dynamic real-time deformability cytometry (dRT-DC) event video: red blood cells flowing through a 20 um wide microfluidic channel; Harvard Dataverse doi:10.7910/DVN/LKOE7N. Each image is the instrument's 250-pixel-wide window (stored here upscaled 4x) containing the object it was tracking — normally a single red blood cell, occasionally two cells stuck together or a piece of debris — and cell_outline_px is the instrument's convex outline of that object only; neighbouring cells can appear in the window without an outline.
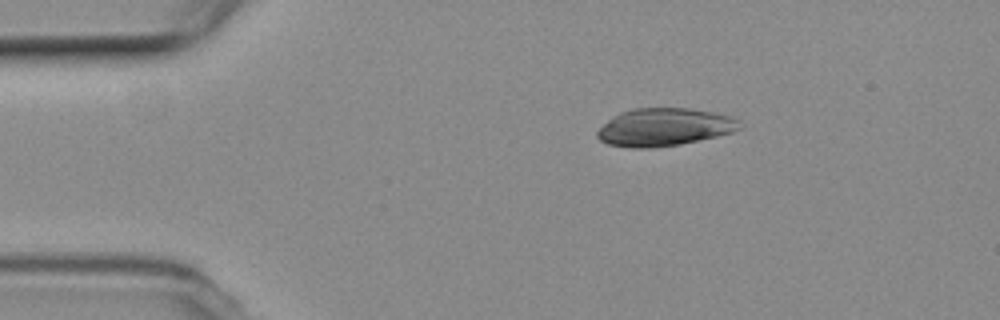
{"species": "common noctule bat (a hibernating species)", "species_latin": "Nyctalus noctula", "temperature_condition": "room temperature", "stored_images_in_passage": 52, "segment_of_instrument_passage": [1, 2], "camera_frame_rate_fps": 3000, "um_per_image_px": 0.085, "animal": {"sex": "female", "body_mass_g": 19.3, "forearm_length_mm": 54.1}, "frame": {"image": 1, "passage_image": 4, "time_ms": 1.0, "image_size_px": [1000, 320], "cell_outline_px": [[740, 128], [732, 132], [716, 136], [680, 144], [652, 148], [632, 148], [608, 144], [600, 140], [596, 136], [596, 132], [608, 120], [620, 112], [632, 108], [688, 108], [712, 112], [732, 116], [736, 120]], "centroid_in_image_um": [56.42, 10.8], "position_along_channel_um": 28.6, "area_um2": 31.1}}
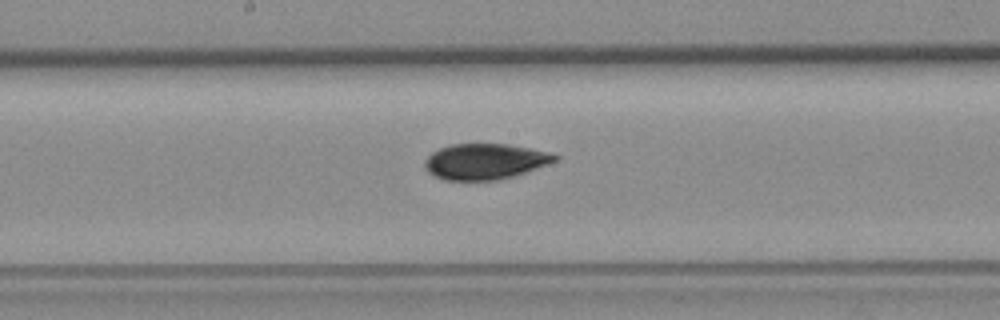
{"frame": {"image": 2, "passage_image": 25, "time_ms": 8.0, "image_size_px": [1000, 320], "cell_outline_px": [[560, 156], [556, 160], [524, 172], [500, 180], [444, 180], [428, 172], [424, 168], [424, 160], [432, 152], [448, 144], [508, 144], [548, 152]], "centroid_in_image_um": [41.16, 13.72], "position_along_channel_um": 207.0, "area_um2": 26.88}}
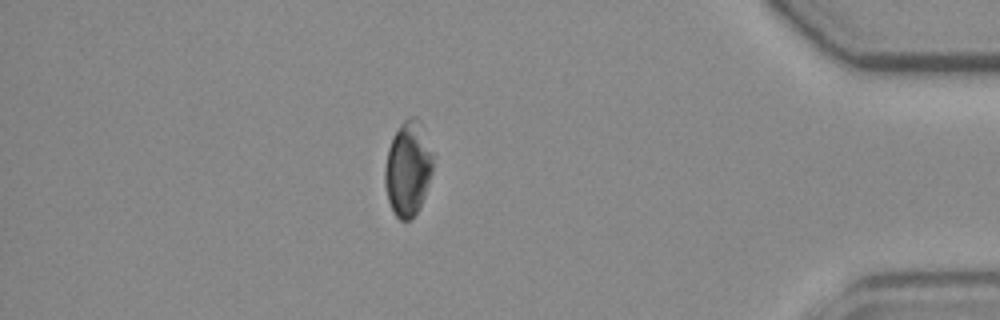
{"frame": {"image": 3, "passage_image": 44, "time_ms": 14.333, "image_size_px": [1000, 320], "cell_outline_px": [[432, 172], [424, 196], [416, 212], [408, 220], [400, 220], [392, 212], [388, 200], [384, 184], [384, 168], [388, 148], [392, 136], [400, 124], [408, 116], [416, 116], [420, 120], [432, 156]], "centroid_in_image_um": [34.64, 14.31], "position_along_channel_um": 400.6, "area_um2": 26.41}}